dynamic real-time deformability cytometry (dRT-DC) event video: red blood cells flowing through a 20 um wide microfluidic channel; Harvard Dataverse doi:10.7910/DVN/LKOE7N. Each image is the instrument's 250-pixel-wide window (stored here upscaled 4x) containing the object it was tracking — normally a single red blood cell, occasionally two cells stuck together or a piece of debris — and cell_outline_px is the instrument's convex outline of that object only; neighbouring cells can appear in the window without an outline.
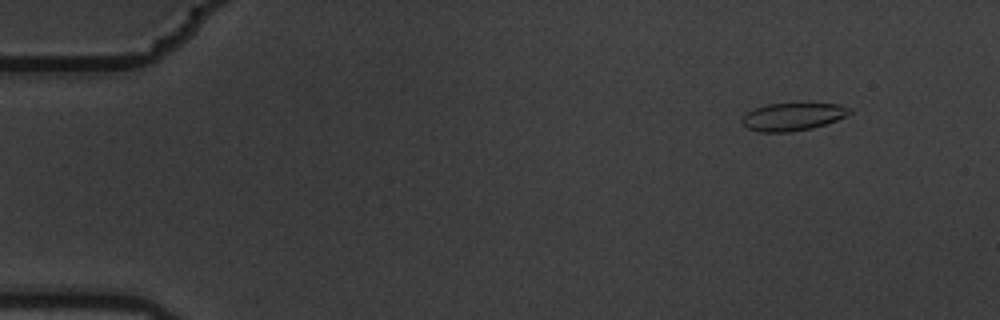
{"species": "common noctule bat (a hibernating species)", "species_latin": "Nyctalus noctula", "temperature_condition": "warm", "stored_images_in_passage": 15, "camera_frame_rate_fps": 3000, "um_per_image_px": 0.085, "animal": {"sex": "male", "body_mass_g": 19.5, "forearm_length_mm": 54.6}, "frame": {"image": 1, "passage_image": 2, "time_ms": 0.333, "image_size_px": [1000, 320], "cell_outline_px": [[852, 112], [836, 120], [812, 128], [792, 132], [760, 132], [748, 128], [740, 120], [748, 112], [756, 108], [768, 104], [840, 104], [852, 108]], "centroid_in_image_um": [67.4, 9.93], "position_along_channel_um": 17.6, "area_um2": 17.11}}
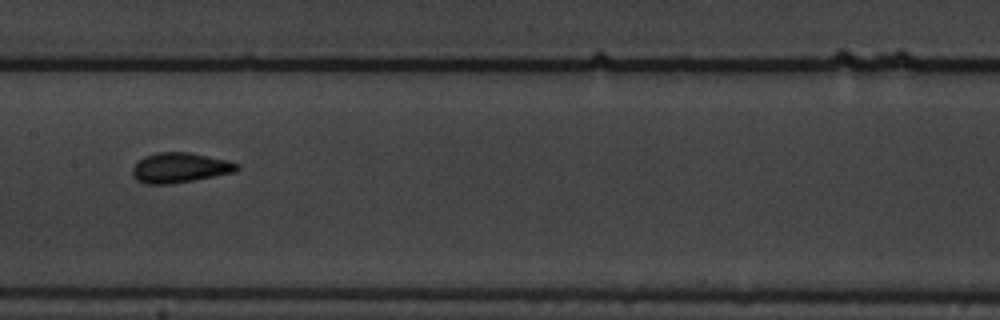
{"frame": {"image": 2, "passage_image": 8, "time_ms": 2.333, "image_size_px": [1000, 320], "cell_outline_px": [[240, 168], [236, 172], [172, 184], [148, 184], [136, 180], [132, 176], [132, 168], [144, 156], [156, 152], [188, 152], [228, 160], [240, 164]], "centroid_in_image_um": [15.3, 14.26], "position_along_channel_um": 192.1, "area_um2": 18.38}}
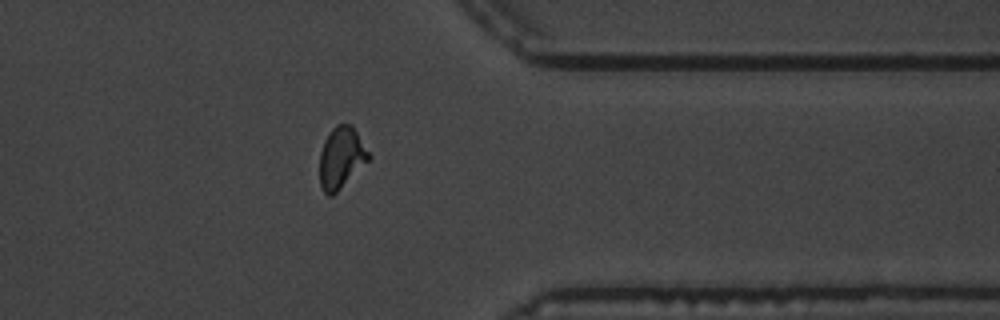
{"frame": {"image": 3, "passage_image": 13, "time_ms": 4.0, "image_size_px": [1000, 320], "cell_outline_px": [[372, 156], [332, 196], [328, 196], [320, 188], [320, 152], [324, 140], [332, 128], [336, 124], [352, 124]], "centroid_in_image_um": [28.99, 13.38], "position_along_channel_um": 382.4, "area_um2": 17.46}}